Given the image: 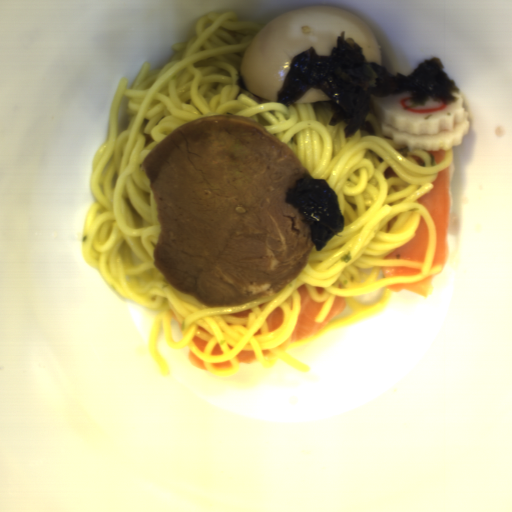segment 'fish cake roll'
I'll return each instance as SVG.
<instances>
[{
  "instance_id": "14b837c1",
  "label": "fish cake roll",
  "mask_w": 512,
  "mask_h": 512,
  "mask_svg": "<svg viewBox=\"0 0 512 512\" xmlns=\"http://www.w3.org/2000/svg\"><path fill=\"white\" fill-rule=\"evenodd\" d=\"M450 105L430 97L422 106H414L410 95L375 96L369 94L370 105L366 119L375 133L389 137L395 144L406 145L409 150L448 151L460 145L469 133V111L463 107L459 93Z\"/></svg>"
}]
</instances>
